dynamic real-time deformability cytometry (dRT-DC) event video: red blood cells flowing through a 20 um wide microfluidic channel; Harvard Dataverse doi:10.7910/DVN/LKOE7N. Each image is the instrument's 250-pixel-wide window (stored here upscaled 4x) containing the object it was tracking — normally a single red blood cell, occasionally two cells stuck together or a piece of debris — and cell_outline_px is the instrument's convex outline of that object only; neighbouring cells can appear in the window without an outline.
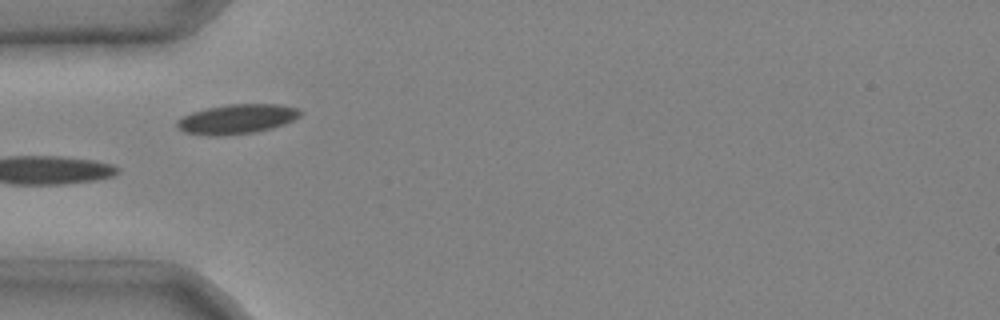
{"species": "common noctule bat (a hibernating species)", "species_latin": "Nyctalus noctula", "temperature_condition": "cold", "stored_images_in_passage": 6, "camera_frame_rate_fps": 3000, "um_per_image_px": 0.085, "animal": {"sex": "male", "body_mass_g": 20.4}, "frame": {"image": 1, "passage_image": 3, "time_ms": 0.667, "image_size_px": [1000, 320], "cell_outline_px": [[304, 112], [300, 116], [284, 124], [272, 128], [256, 132], [216, 136], [208, 136], [184, 132], [176, 128], [176, 120], [192, 112], [208, 108], [228, 104], [280, 104], [296, 108]], "centroid_in_image_um": [20.12, 10.12], "position_along_channel_um": 64.9, "area_um2": 21.33}}
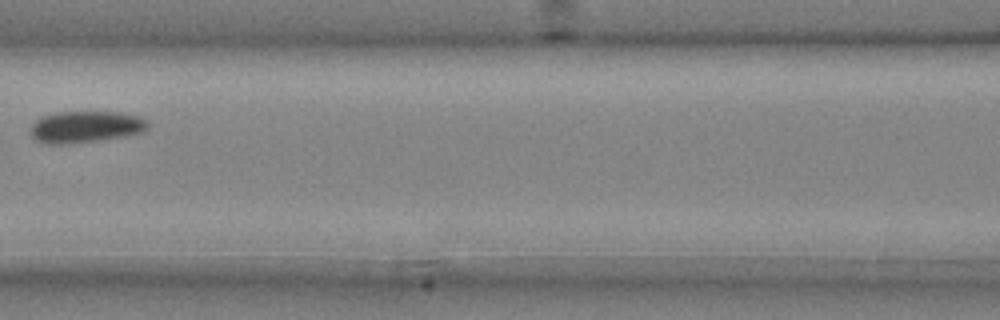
{"frame": {"image": 2, "passage_image": 5, "time_ms": 1.333, "image_size_px": [1000, 320], "cell_outline_px": [[148, 128], [140, 132], [124, 136], [64, 144], [44, 144], [36, 140], [32, 136], [32, 124], [40, 116], [56, 112], [120, 112], [136, 116], [144, 120], [148, 124]], "centroid_in_image_um": [7.21, 10.77], "position_along_channel_um": 159.4, "area_um2": 21.27}}
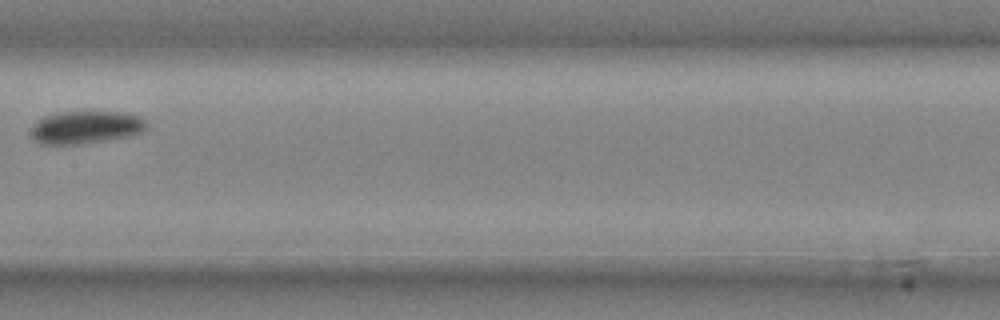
{"frame": {"image": 3, "passage_image": 6, "time_ms": 1.667, "image_size_px": [1000, 320], "cell_outline_px": [[148, 128], [144, 132], [128, 136], [104, 140], [76, 144], [40, 144], [32, 136], [32, 128], [44, 116], [56, 112], [120, 112], [136, 116], [144, 120], [148, 124]], "centroid_in_image_um": [7.32, 10.82], "position_along_channel_um": 200.1, "area_um2": 21.68}}